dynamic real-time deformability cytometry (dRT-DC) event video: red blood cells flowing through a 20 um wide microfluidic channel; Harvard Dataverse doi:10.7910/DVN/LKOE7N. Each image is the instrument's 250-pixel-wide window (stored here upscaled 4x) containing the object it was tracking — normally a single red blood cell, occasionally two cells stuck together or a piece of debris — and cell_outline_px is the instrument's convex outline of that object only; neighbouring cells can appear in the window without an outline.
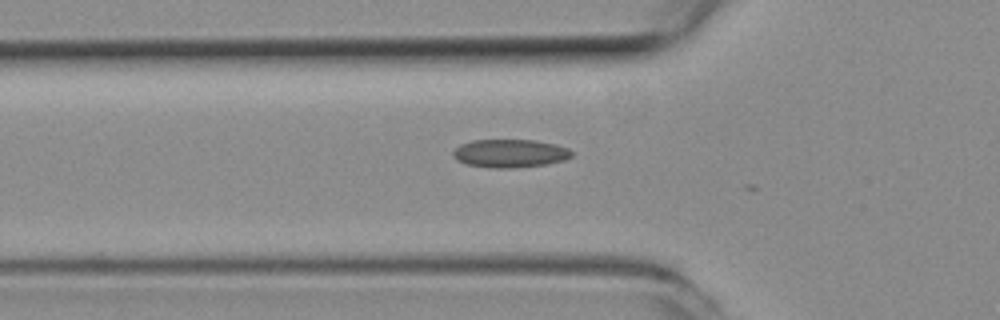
{"species": "common noctule bat (a hibernating species)", "species_latin": "Nyctalus noctula", "temperature_condition": "room temperature", "stored_images_in_passage": 3, "camera_frame_rate_fps": 3000, "um_per_image_px": 0.085, "animal": {"sex": "female", "body_mass_g": 19.3, "forearm_length_mm": 54.1}, "frame": {"image": 1, "passage_image": 2, "time_ms": 0.333, "image_size_px": [1000, 320], "cell_outline_px": [[572, 156], [564, 160], [548, 164], [516, 168], [488, 168], [468, 164], [456, 160], [452, 156], [452, 152], [460, 144], [472, 140], [536, 140], [556, 144], [568, 148], [572, 152]], "centroid_in_image_um": [43.34, 13.04], "position_along_channel_um": 82.5, "area_um2": 19.71}}